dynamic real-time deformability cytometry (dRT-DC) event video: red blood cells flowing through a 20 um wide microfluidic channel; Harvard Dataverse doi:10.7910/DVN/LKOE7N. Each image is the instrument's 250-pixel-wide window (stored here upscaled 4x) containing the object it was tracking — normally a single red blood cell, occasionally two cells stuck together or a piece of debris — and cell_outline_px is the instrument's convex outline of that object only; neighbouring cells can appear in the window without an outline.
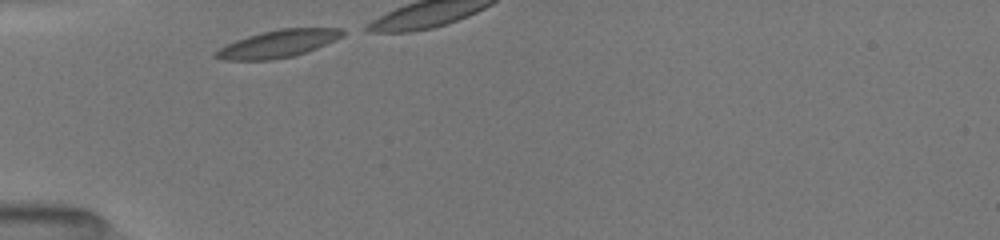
{"species": "common noctule bat (a hibernating species)", "species_latin": "Nyctalus noctula", "temperature_condition": "room temperature", "stored_images_in_passage": 8, "camera_frame_rate_fps": 3000, "um_per_image_px": 0.085, "animal": {"sex": "female", "body_mass_g": 19.5, "forearm_length_mm": 54.1}, "frame": {"image": 1, "passage_image": 1, "time_ms": 0.0, "image_size_px": [1000, 240], "cell_outline_px": [[352, 32], [336, 40], [316, 48], [292, 56], [272, 60], [220, 60], [212, 56], [212, 52], [236, 40], [260, 32], [280, 28], [344, 28]], "centroid_in_image_um": [23.67, 3.71], "position_along_channel_um": 61.3, "area_um2": 20.58}}
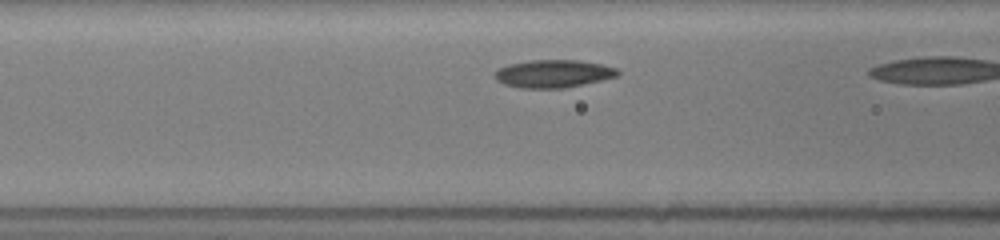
{"frame": {"image": 2, "passage_image": 7, "time_ms": 1.667, "image_size_px": [1000, 240], "cell_outline_px": [[620, 72], [616, 76], [600, 80], [564, 88], [520, 88], [504, 84], [496, 80], [492, 76], [500, 68], [508, 64], [532, 60], [580, 60], [600, 64], [616, 68]], "centroid_in_image_um": [46.99, 6.26], "position_along_channel_um": 119.6, "area_um2": 19.77}}